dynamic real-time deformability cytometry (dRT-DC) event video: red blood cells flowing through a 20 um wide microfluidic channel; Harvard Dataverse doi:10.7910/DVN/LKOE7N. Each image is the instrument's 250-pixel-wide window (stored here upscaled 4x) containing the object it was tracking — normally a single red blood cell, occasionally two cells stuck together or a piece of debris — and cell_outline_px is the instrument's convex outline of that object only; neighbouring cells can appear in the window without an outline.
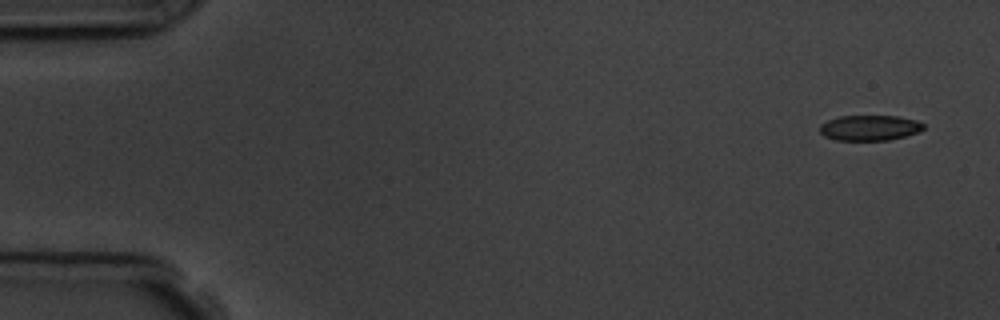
{"species": "common noctule bat (a hibernating species)", "species_latin": "Nyctalus noctula", "temperature_condition": "room temperature", "stored_images_in_passage": 4, "camera_frame_rate_fps": 3000, "um_per_image_px": 0.085, "animal": {"sex": "male", "body_mass_g": 19.5, "forearm_length_mm": 54.6}, "frame": {"image": 1, "passage_image": 1, "time_ms": 0.0, "image_size_px": [1000, 320], "cell_outline_px": [[924, 128], [920, 132], [888, 140], [836, 140], [824, 136], [820, 132], [820, 124], [828, 120], [840, 116], [896, 116], [916, 120], [924, 124]], "centroid_in_image_um": [73.92, 10.86], "position_along_channel_um": 11.1, "area_um2": 15.32}}
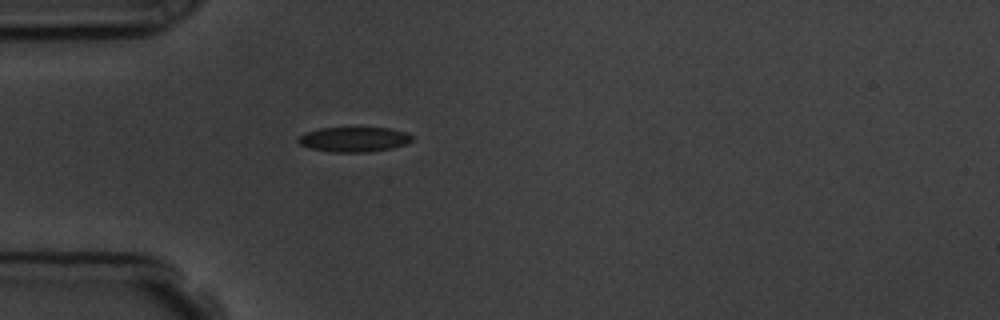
{"frame": {"image": 2, "passage_image": 4, "time_ms": 4.333, "image_size_px": [1000, 320], "cell_outline_px": [[412, 140], [404, 144], [392, 148], [368, 152], [332, 152], [312, 148], [300, 144], [296, 140], [304, 132], [320, 128], [388, 128], [408, 132], [412, 136]], "centroid_in_image_um": [30.08, 11.84], "position_along_channel_um": 54.9, "area_um2": 16.42}}